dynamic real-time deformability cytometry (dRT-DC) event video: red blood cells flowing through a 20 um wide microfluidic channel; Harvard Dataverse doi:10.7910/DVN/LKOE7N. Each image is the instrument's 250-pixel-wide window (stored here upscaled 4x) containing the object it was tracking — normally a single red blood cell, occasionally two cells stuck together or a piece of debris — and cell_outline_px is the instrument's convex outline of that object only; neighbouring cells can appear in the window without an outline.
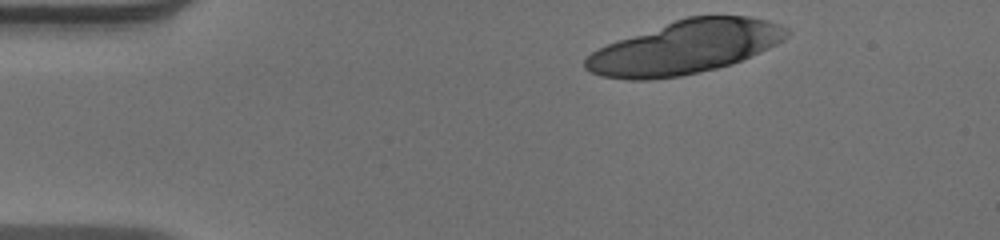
{"species": "human", "species_latin": "Homo sapiens", "temperature_condition": "warm", "stored_images_in_passage": 15, "camera_frame_rate_fps": 3000, "um_per_image_px": 0.085, "donor": {"sex": "male"}, "frame": {"image": 1, "passage_image": 1, "time_ms": 0.0, "image_size_px": [1000, 240], "cell_outline_px": [[792, 32], [784, 40], [768, 48], [732, 64], [716, 68], [680, 76], [652, 80], [628, 80], [600, 76], [584, 68], [584, 60], [592, 52], [608, 44], [676, 20], [688, 16], [748, 16], [768, 20], [780, 24], [788, 28]], "centroid_in_image_um": [58.27, 4.03], "position_along_channel_um": 26.7, "area_um2": 61.96}}